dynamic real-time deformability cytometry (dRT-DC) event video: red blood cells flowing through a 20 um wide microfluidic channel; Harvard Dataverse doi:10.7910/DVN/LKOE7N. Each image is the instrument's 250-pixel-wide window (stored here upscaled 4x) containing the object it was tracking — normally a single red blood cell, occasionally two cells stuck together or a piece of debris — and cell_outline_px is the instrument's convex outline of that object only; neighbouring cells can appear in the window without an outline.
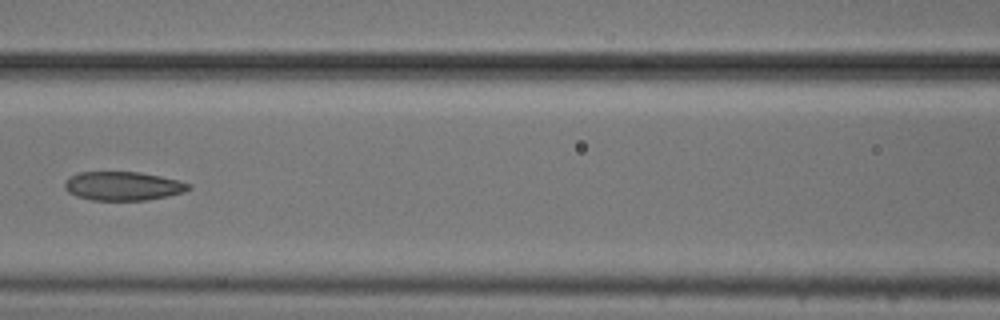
{"species": "common noctule bat (a hibernating species)", "species_latin": "Nyctalus noctula", "temperature_condition": "cold", "stored_images_in_passage": 9, "camera_frame_rate_fps": 3000, "um_per_image_px": 0.085, "animal": {"sex": "male", "body_mass_g": 20.5, "forearm_length_mm": 52.5}, "frame": {"image": 1, "passage_image": 6, "time_ms": 5.667, "image_size_px": [1000, 320], "cell_outline_px": [[192, 188], [184, 192], [148, 200], [92, 200], [76, 196], [68, 192], [64, 188], [64, 180], [80, 172], [140, 172], [180, 180], [192, 184]], "centroid_in_image_um": [10.47, 15.81], "position_along_channel_um": 156.1, "area_um2": 20.92}}
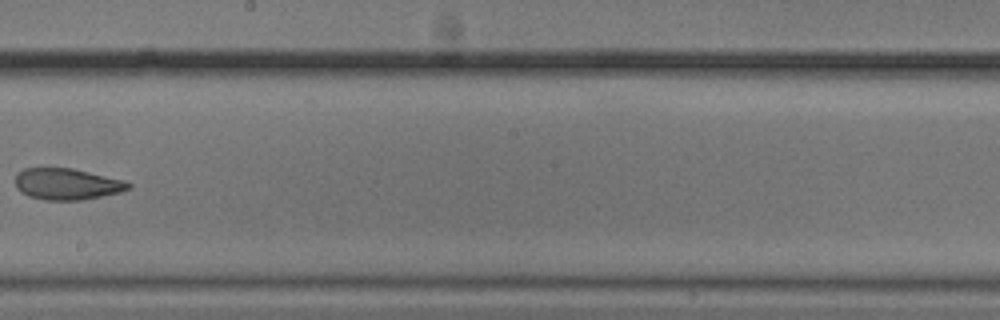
{"frame": {"image": 2, "passage_image": 8, "time_ms": 8.0, "image_size_px": [1000, 320], "cell_outline_px": [[132, 188], [120, 192], [80, 200], [44, 200], [28, 196], [20, 192], [16, 188], [16, 172], [24, 168], [72, 168], [128, 180], [132, 184]], "centroid_in_image_um": [5.71, 15.63], "position_along_channel_um": 242.5, "area_um2": 20.98}}
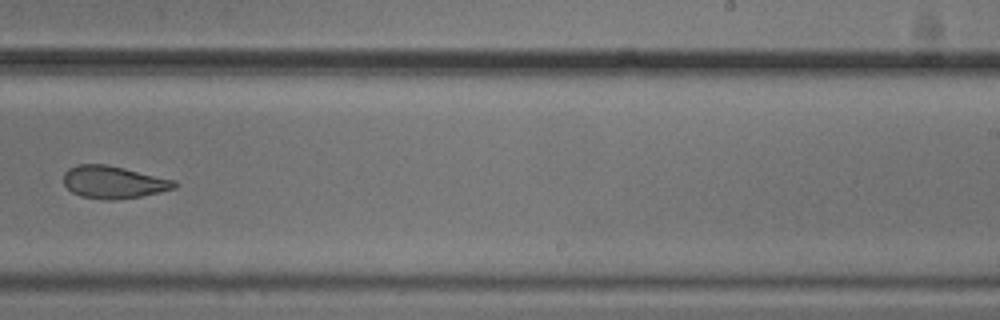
{"frame": {"image": 3, "passage_image": 9, "time_ms": 9.0, "image_size_px": [1000, 320], "cell_outline_px": [[180, 184], [176, 188], [160, 192], [140, 196], [112, 200], [104, 200], [80, 196], [72, 192], [64, 184], [64, 172], [68, 168], [76, 164], [104, 164], [124, 168], [176, 180]], "centroid_in_image_um": [9.66, 15.48], "position_along_channel_um": 279.3, "area_um2": 21.1}}